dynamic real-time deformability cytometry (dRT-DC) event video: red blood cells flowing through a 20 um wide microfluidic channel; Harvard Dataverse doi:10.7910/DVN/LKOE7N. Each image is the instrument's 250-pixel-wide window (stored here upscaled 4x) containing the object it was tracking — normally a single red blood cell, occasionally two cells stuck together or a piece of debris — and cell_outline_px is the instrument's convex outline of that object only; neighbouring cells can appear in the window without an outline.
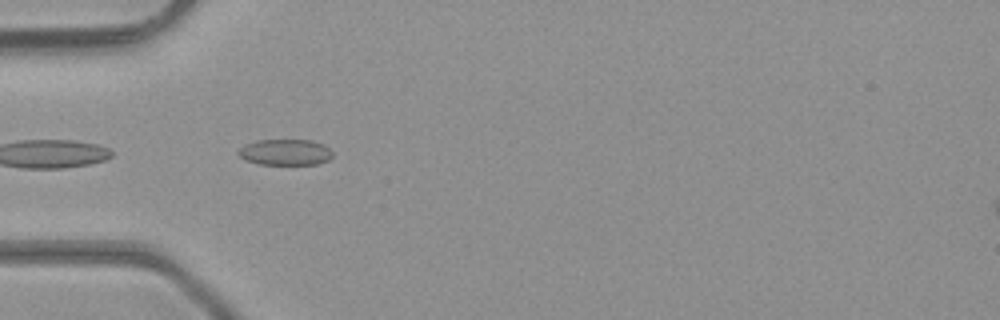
{"species": "common noctule bat (a hibernating species)", "species_latin": "Nyctalus noctula", "temperature_condition": "room temperature", "stored_images_in_passage": 6, "camera_frame_rate_fps": 3000, "um_per_image_px": 0.085, "animal": {"sex": "male", "body_mass_g": 23.1, "forearm_length_mm": 52.7}, "frame": {"image": 1, "passage_image": 4, "time_ms": 1.0, "image_size_px": [1000, 320], "cell_outline_px": [[332, 156], [328, 160], [320, 164], [260, 164], [248, 160], [240, 156], [236, 152], [244, 144], [256, 140], [312, 140], [324, 144], [332, 152]], "centroid_in_image_um": [24.26, 12.93], "position_along_channel_um": 60.7, "area_um2": 14.28}}
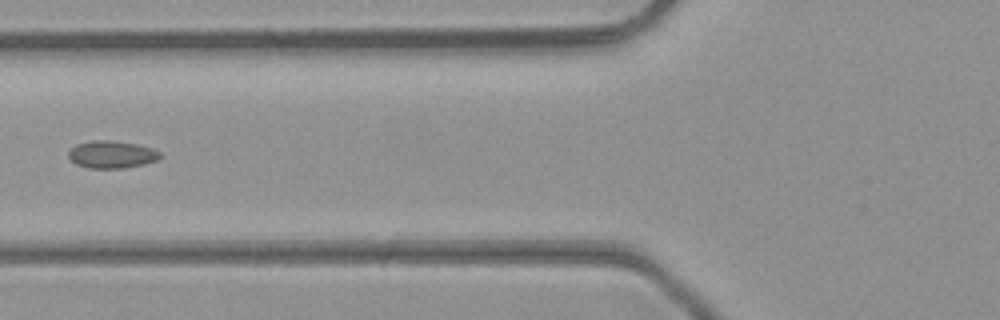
{"frame": {"image": 2, "passage_image": 5, "time_ms": 1.333, "image_size_px": [1000, 320], "cell_outline_px": [[160, 156], [156, 160], [144, 164], [124, 168], [88, 168], [76, 164], [68, 156], [68, 152], [76, 144], [92, 140], [112, 140], [136, 144], [152, 148], [160, 152]], "centroid_in_image_um": [9.48, 13.12], "position_along_channel_um": 116.3, "area_um2": 14.57}}
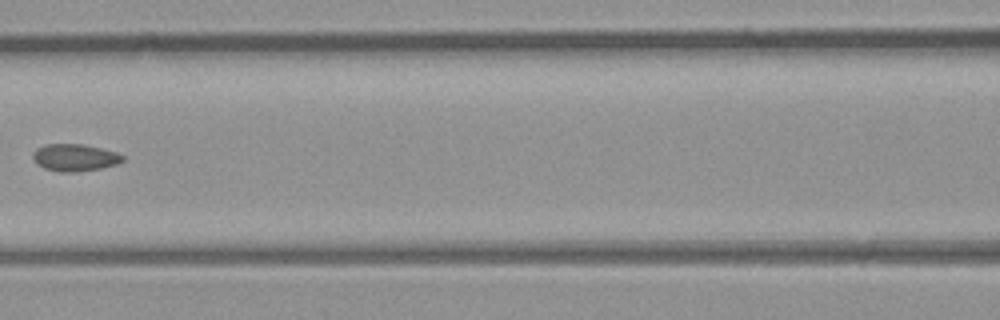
{"frame": {"image": 3, "passage_image": 6, "time_ms": 1.667, "image_size_px": [1000, 320], "cell_outline_px": [[124, 160], [116, 164], [100, 168], [76, 172], [60, 172], [44, 168], [36, 164], [32, 156], [36, 148], [48, 144], [80, 144], [100, 148], [116, 152], [124, 156]], "centroid_in_image_um": [6.34, 13.4], "position_along_channel_um": 160.3, "area_um2": 14.1}}